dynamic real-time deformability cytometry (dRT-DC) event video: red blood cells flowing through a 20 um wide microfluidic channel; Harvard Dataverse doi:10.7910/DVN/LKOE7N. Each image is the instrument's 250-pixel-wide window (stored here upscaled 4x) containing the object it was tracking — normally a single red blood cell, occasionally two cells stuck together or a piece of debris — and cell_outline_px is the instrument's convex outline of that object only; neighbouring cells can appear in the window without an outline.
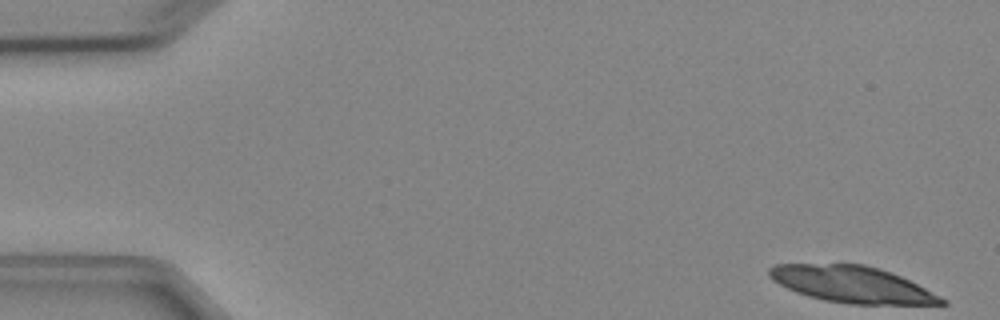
{"species": "Egyptian fruit bat (a non-hibernating species)", "species_latin": "Rousettus aegyptiacus", "temperature_condition": "cold", "stored_images_in_passage": 6, "camera_frame_rate_fps": 3000, "um_per_image_px": 0.085, "animal": {"sex": "female"}, "frame": {"image": 1, "passage_image": 1, "time_ms": 0.0, "image_size_px": [1000, 320], "cell_outline_px": [[948, 304], [848, 304], [824, 300], [808, 296], [796, 292], [772, 280], [768, 276], [768, 268], [776, 264], [864, 264], [880, 268], [892, 272], [948, 300]], "centroid_in_image_um": [72.41, 24.17], "position_along_channel_um": 12.6, "area_um2": 36.47}}